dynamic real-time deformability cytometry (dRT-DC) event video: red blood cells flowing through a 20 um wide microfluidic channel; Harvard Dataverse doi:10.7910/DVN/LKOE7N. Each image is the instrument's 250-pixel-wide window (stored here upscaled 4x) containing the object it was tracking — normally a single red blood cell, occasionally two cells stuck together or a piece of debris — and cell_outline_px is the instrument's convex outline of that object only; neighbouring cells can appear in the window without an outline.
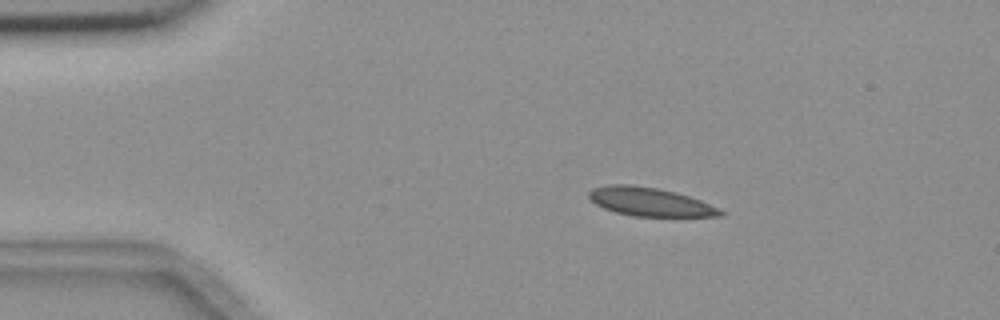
{"species": "common noctule bat (a hibernating species)", "species_latin": "Nyctalus noctula", "temperature_condition": "room temperature", "stored_images_in_passage": 46, "camera_frame_rate_fps": 3000, "um_per_image_px": 0.085, "animal": {"sex": "female", "body_mass_g": 18.4}, "frame": {"image": 1, "passage_image": 1, "time_ms": 0.0, "image_size_px": [1000, 320], "cell_outline_px": [[724, 216], [632, 216], [616, 212], [604, 208], [596, 204], [588, 196], [588, 192], [592, 188], [608, 184], [632, 184], [656, 188], [676, 192], [700, 200], [724, 212]], "centroid_in_image_um": [55.19, 17.14], "position_along_channel_um": 29.8, "area_um2": 21.68}}
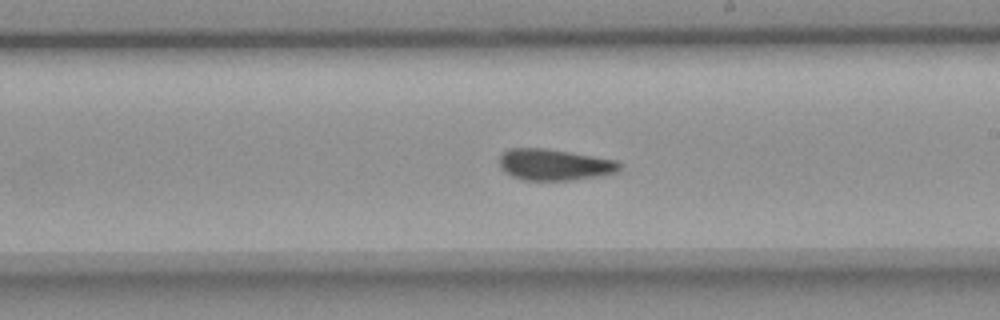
{"frame": {"image": 2, "passage_image": 23, "time_ms": 7.333, "image_size_px": [1000, 320], "cell_outline_px": [[624, 164], [616, 172], [604, 176], [572, 180], [524, 180], [512, 176], [504, 172], [500, 168], [500, 152], [508, 148], [548, 148], [616, 160]], "centroid_in_image_um": [47.13, 13.99], "position_along_channel_um": 241.9, "area_um2": 22.31}}
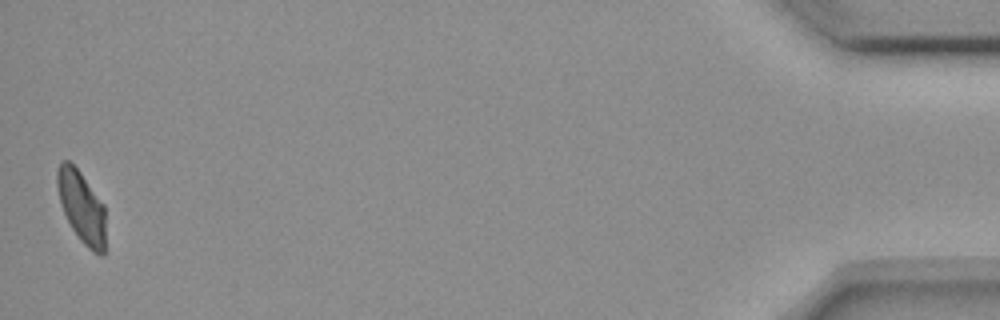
{"frame": {"image": 3, "passage_image": 46, "time_ms": 15.0, "image_size_px": [1000, 320], "cell_outline_px": [[104, 256], [100, 256], [92, 252], [80, 240], [72, 228], [60, 204], [56, 184], [56, 168], [60, 160], [68, 160], [80, 172], [104, 204]], "centroid_in_image_um": [6.91, 17.56], "position_along_channel_um": 428.3, "area_um2": 20.29}, "authors_computed_cell_mechanics": {"area_um2": 21.9351, "velocity_mm_per_s": 3.6322, "shape_relaxation_time_tau1_ms": null, "shape_relaxation_time_tau2_ms": 3.5529, "deformation_change_tau1": null, "deformation_change_tau2": 0.0719}}